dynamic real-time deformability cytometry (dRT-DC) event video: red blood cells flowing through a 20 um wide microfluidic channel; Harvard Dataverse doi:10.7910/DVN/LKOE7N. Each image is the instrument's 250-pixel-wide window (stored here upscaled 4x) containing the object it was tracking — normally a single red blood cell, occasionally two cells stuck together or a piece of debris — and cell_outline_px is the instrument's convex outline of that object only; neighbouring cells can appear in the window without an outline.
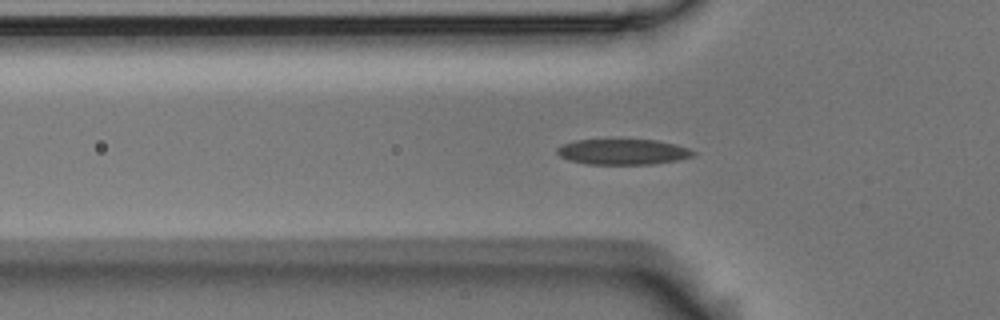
{"species": "Egyptian fruit bat (a non-hibernating species)", "species_latin": "Rousettus aegyptiacus", "temperature_condition": "room temperature", "stored_images_in_passage": 56, "camera_frame_rate_fps": 3000, "um_per_image_px": 0.085, "animal": {"sex": "male"}, "frame": {"image": 1, "passage_image": 17, "time_ms": 5.333, "image_size_px": [1000, 320], "cell_outline_px": [[696, 152], [692, 156], [676, 160], [656, 164], [588, 164], [568, 160], [560, 156], [556, 152], [556, 148], [564, 144], [576, 140], [656, 140], [688, 148]], "centroid_in_image_um": [52.92, 12.91], "position_along_channel_um": 72.9, "area_um2": 20.06}}
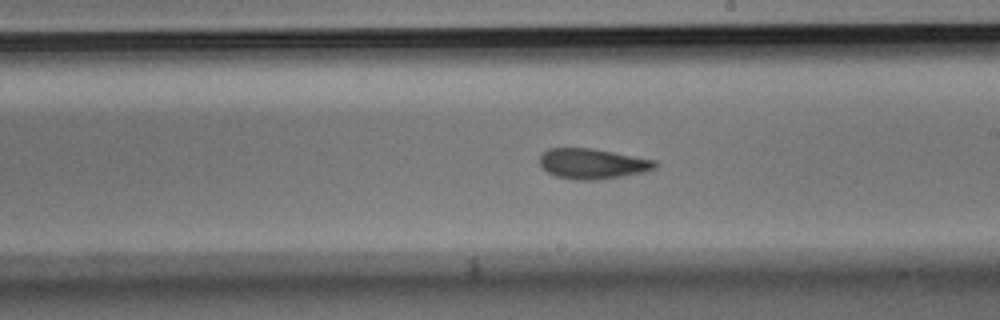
{"frame": {"image": 2, "passage_image": 31, "time_ms": 10.0, "image_size_px": [1000, 320], "cell_outline_px": [[656, 168], [644, 172], [596, 180], [576, 180], [556, 176], [548, 172], [540, 164], [540, 152], [548, 148], [592, 148], [656, 160]], "centroid_in_image_um": [50.34, 13.9], "position_along_channel_um": 238.7, "area_um2": 20.35}}
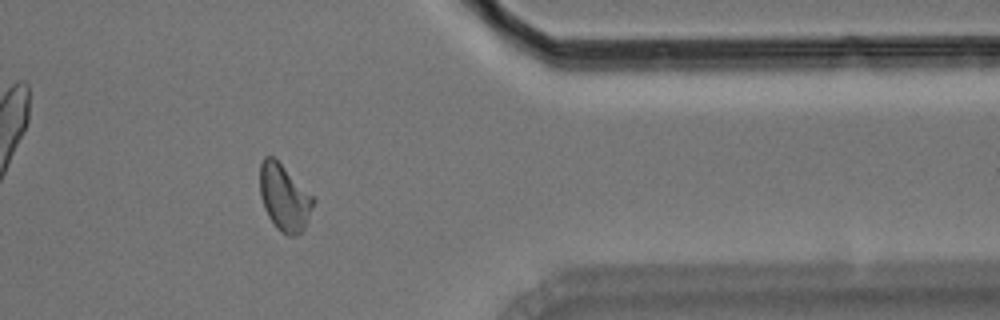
{"frame": {"image": 3, "passage_image": 45, "time_ms": 14.667, "image_size_px": [1000, 320], "cell_outline_px": [[316, 200], [304, 228], [296, 236], [288, 236], [280, 232], [276, 228], [268, 216], [264, 208], [260, 196], [260, 164], [264, 156], [272, 156]], "centroid_in_image_um": [24.14, 16.83], "position_along_channel_um": 387.3, "area_um2": 20.35}, "authors_computed_cell_mechanics": {"area_um2": 20.23, "velocity_mm_per_s": 3.5322, "shape_relaxation_time_tau1_ms": 5.1197, "shape_relaxation_time_tau2_ms": 2.3638, "deformation_change_tau1": 0.1529, "deformation_change_tau2": 0.1039}}